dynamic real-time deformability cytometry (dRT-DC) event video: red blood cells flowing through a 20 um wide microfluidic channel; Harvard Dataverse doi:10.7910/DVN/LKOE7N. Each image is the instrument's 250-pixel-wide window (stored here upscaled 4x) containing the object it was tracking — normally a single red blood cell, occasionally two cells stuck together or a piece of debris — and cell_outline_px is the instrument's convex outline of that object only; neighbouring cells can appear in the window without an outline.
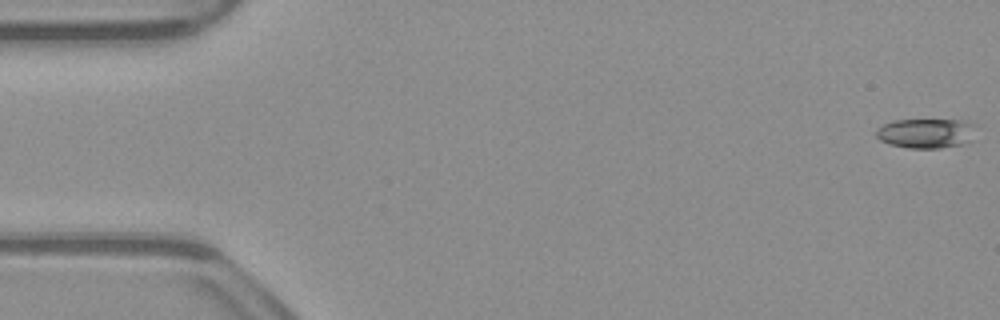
{"species": "common noctule bat (a hibernating species)", "species_latin": "Nyctalus noctula", "temperature_condition": "warm", "stored_images_in_passage": 1, "camera_frame_rate_fps": 3000, "um_per_image_px": 0.085, "animal": {"sex": "male", "body_mass_g": 23.1, "forearm_length_mm": 52.7}, "frame": {"image": 1, "passage_image": 1, "time_ms": 0.0, "image_size_px": [1000, 320], "cell_outline_px": [[976, 124], [968, 140], [964, 144], [940, 148], [908, 148], [888, 144], [880, 140], [876, 136], [876, 128], [892, 120], [960, 120]], "centroid_in_image_um": [78.65, 11.33], "position_along_channel_um": 6.4, "area_um2": 17.17}}